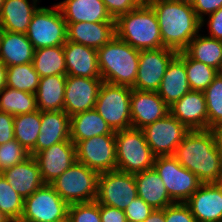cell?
I'll return each instance as SVG.
<instances>
[{
  "label": "cell",
  "mask_w": 222,
  "mask_h": 222,
  "mask_svg": "<svg viewBox=\"0 0 222 222\" xmlns=\"http://www.w3.org/2000/svg\"><path fill=\"white\" fill-rule=\"evenodd\" d=\"M132 88L103 82L95 103V110L103 117L113 131L132 127L131 98Z\"/></svg>",
  "instance_id": "7"
},
{
  "label": "cell",
  "mask_w": 222,
  "mask_h": 222,
  "mask_svg": "<svg viewBox=\"0 0 222 222\" xmlns=\"http://www.w3.org/2000/svg\"><path fill=\"white\" fill-rule=\"evenodd\" d=\"M140 51L116 36L97 49L103 82L132 87L135 83Z\"/></svg>",
  "instance_id": "4"
},
{
  "label": "cell",
  "mask_w": 222,
  "mask_h": 222,
  "mask_svg": "<svg viewBox=\"0 0 222 222\" xmlns=\"http://www.w3.org/2000/svg\"><path fill=\"white\" fill-rule=\"evenodd\" d=\"M104 134H115V131L95 109L70 117V140L75 144L80 140Z\"/></svg>",
  "instance_id": "30"
},
{
  "label": "cell",
  "mask_w": 222,
  "mask_h": 222,
  "mask_svg": "<svg viewBox=\"0 0 222 222\" xmlns=\"http://www.w3.org/2000/svg\"><path fill=\"white\" fill-rule=\"evenodd\" d=\"M190 91L185 64L176 56L169 63L157 93L170 107Z\"/></svg>",
  "instance_id": "28"
},
{
  "label": "cell",
  "mask_w": 222,
  "mask_h": 222,
  "mask_svg": "<svg viewBox=\"0 0 222 222\" xmlns=\"http://www.w3.org/2000/svg\"><path fill=\"white\" fill-rule=\"evenodd\" d=\"M130 105L132 128L142 129L170 113L169 106L155 91L132 88Z\"/></svg>",
  "instance_id": "17"
},
{
  "label": "cell",
  "mask_w": 222,
  "mask_h": 222,
  "mask_svg": "<svg viewBox=\"0 0 222 222\" xmlns=\"http://www.w3.org/2000/svg\"><path fill=\"white\" fill-rule=\"evenodd\" d=\"M218 184H219L220 187L222 188V177H221L220 180L218 181Z\"/></svg>",
  "instance_id": "55"
},
{
  "label": "cell",
  "mask_w": 222,
  "mask_h": 222,
  "mask_svg": "<svg viewBox=\"0 0 222 222\" xmlns=\"http://www.w3.org/2000/svg\"><path fill=\"white\" fill-rule=\"evenodd\" d=\"M185 203L197 222H222V188L218 183L201 184Z\"/></svg>",
  "instance_id": "18"
},
{
  "label": "cell",
  "mask_w": 222,
  "mask_h": 222,
  "mask_svg": "<svg viewBox=\"0 0 222 222\" xmlns=\"http://www.w3.org/2000/svg\"><path fill=\"white\" fill-rule=\"evenodd\" d=\"M145 139L157 156H173L177 146L190 131L171 113L142 128Z\"/></svg>",
  "instance_id": "13"
},
{
  "label": "cell",
  "mask_w": 222,
  "mask_h": 222,
  "mask_svg": "<svg viewBox=\"0 0 222 222\" xmlns=\"http://www.w3.org/2000/svg\"><path fill=\"white\" fill-rule=\"evenodd\" d=\"M70 140V116L64 111L41 112L40 133L31 156L52 145Z\"/></svg>",
  "instance_id": "20"
},
{
  "label": "cell",
  "mask_w": 222,
  "mask_h": 222,
  "mask_svg": "<svg viewBox=\"0 0 222 222\" xmlns=\"http://www.w3.org/2000/svg\"><path fill=\"white\" fill-rule=\"evenodd\" d=\"M169 109L170 113L189 130L208 129V112L204 92L191 90Z\"/></svg>",
  "instance_id": "19"
},
{
  "label": "cell",
  "mask_w": 222,
  "mask_h": 222,
  "mask_svg": "<svg viewBox=\"0 0 222 222\" xmlns=\"http://www.w3.org/2000/svg\"><path fill=\"white\" fill-rule=\"evenodd\" d=\"M208 17L209 37L222 40V7Z\"/></svg>",
  "instance_id": "47"
},
{
  "label": "cell",
  "mask_w": 222,
  "mask_h": 222,
  "mask_svg": "<svg viewBox=\"0 0 222 222\" xmlns=\"http://www.w3.org/2000/svg\"><path fill=\"white\" fill-rule=\"evenodd\" d=\"M3 1L4 0H0V11H1V8H2V5H3Z\"/></svg>",
  "instance_id": "56"
},
{
  "label": "cell",
  "mask_w": 222,
  "mask_h": 222,
  "mask_svg": "<svg viewBox=\"0 0 222 222\" xmlns=\"http://www.w3.org/2000/svg\"><path fill=\"white\" fill-rule=\"evenodd\" d=\"M30 157V152L15 139L1 144L0 173L7 168L26 161Z\"/></svg>",
  "instance_id": "39"
},
{
  "label": "cell",
  "mask_w": 222,
  "mask_h": 222,
  "mask_svg": "<svg viewBox=\"0 0 222 222\" xmlns=\"http://www.w3.org/2000/svg\"><path fill=\"white\" fill-rule=\"evenodd\" d=\"M177 54L175 50L166 47L141 50L137 77L131 88L157 92L169 63Z\"/></svg>",
  "instance_id": "14"
},
{
  "label": "cell",
  "mask_w": 222,
  "mask_h": 222,
  "mask_svg": "<svg viewBox=\"0 0 222 222\" xmlns=\"http://www.w3.org/2000/svg\"><path fill=\"white\" fill-rule=\"evenodd\" d=\"M26 35L34 49L63 46L67 41V23L58 5L39 7Z\"/></svg>",
  "instance_id": "8"
},
{
  "label": "cell",
  "mask_w": 222,
  "mask_h": 222,
  "mask_svg": "<svg viewBox=\"0 0 222 222\" xmlns=\"http://www.w3.org/2000/svg\"><path fill=\"white\" fill-rule=\"evenodd\" d=\"M14 139V116L0 112V145Z\"/></svg>",
  "instance_id": "45"
},
{
  "label": "cell",
  "mask_w": 222,
  "mask_h": 222,
  "mask_svg": "<svg viewBox=\"0 0 222 222\" xmlns=\"http://www.w3.org/2000/svg\"><path fill=\"white\" fill-rule=\"evenodd\" d=\"M192 6L196 16L201 20V27H203L207 22L204 15H210L220 9L222 0H193Z\"/></svg>",
  "instance_id": "44"
},
{
  "label": "cell",
  "mask_w": 222,
  "mask_h": 222,
  "mask_svg": "<svg viewBox=\"0 0 222 222\" xmlns=\"http://www.w3.org/2000/svg\"><path fill=\"white\" fill-rule=\"evenodd\" d=\"M153 208L140 197H136L124 209L127 222H144L153 212Z\"/></svg>",
  "instance_id": "41"
},
{
  "label": "cell",
  "mask_w": 222,
  "mask_h": 222,
  "mask_svg": "<svg viewBox=\"0 0 222 222\" xmlns=\"http://www.w3.org/2000/svg\"><path fill=\"white\" fill-rule=\"evenodd\" d=\"M116 36L115 22L67 23V40L98 49Z\"/></svg>",
  "instance_id": "22"
},
{
  "label": "cell",
  "mask_w": 222,
  "mask_h": 222,
  "mask_svg": "<svg viewBox=\"0 0 222 222\" xmlns=\"http://www.w3.org/2000/svg\"><path fill=\"white\" fill-rule=\"evenodd\" d=\"M101 222H127L124 210L99 204Z\"/></svg>",
  "instance_id": "46"
},
{
  "label": "cell",
  "mask_w": 222,
  "mask_h": 222,
  "mask_svg": "<svg viewBox=\"0 0 222 222\" xmlns=\"http://www.w3.org/2000/svg\"><path fill=\"white\" fill-rule=\"evenodd\" d=\"M56 4L66 23L115 22L102 0H63Z\"/></svg>",
  "instance_id": "23"
},
{
  "label": "cell",
  "mask_w": 222,
  "mask_h": 222,
  "mask_svg": "<svg viewBox=\"0 0 222 222\" xmlns=\"http://www.w3.org/2000/svg\"><path fill=\"white\" fill-rule=\"evenodd\" d=\"M137 196L134 174L118 170L99 173L96 197L99 204L124 210Z\"/></svg>",
  "instance_id": "11"
},
{
  "label": "cell",
  "mask_w": 222,
  "mask_h": 222,
  "mask_svg": "<svg viewBox=\"0 0 222 222\" xmlns=\"http://www.w3.org/2000/svg\"><path fill=\"white\" fill-rule=\"evenodd\" d=\"M34 47L24 33L2 30L0 34V60L7 66L32 63Z\"/></svg>",
  "instance_id": "26"
},
{
  "label": "cell",
  "mask_w": 222,
  "mask_h": 222,
  "mask_svg": "<svg viewBox=\"0 0 222 222\" xmlns=\"http://www.w3.org/2000/svg\"><path fill=\"white\" fill-rule=\"evenodd\" d=\"M208 112V129L222 124V73L204 91Z\"/></svg>",
  "instance_id": "37"
},
{
  "label": "cell",
  "mask_w": 222,
  "mask_h": 222,
  "mask_svg": "<svg viewBox=\"0 0 222 222\" xmlns=\"http://www.w3.org/2000/svg\"><path fill=\"white\" fill-rule=\"evenodd\" d=\"M41 111L14 116V138L29 152L35 147L40 133Z\"/></svg>",
  "instance_id": "34"
},
{
  "label": "cell",
  "mask_w": 222,
  "mask_h": 222,
  "mask_svg": "<svg viewBox=\"0 0 222 222\" xmlns=\"http://www.w3.org/2000/svg\"><path fill=\"white\" fill-rule=\"evenodd\" d=\"M40 76L32 63L7 67L6 86L12 89L36 93Z\"/></svg>",
  "instance_id": "36"
},
{
  "label": "cell",
  "mask_w": 222,
  "mask_h": 222,
  "mask_svg": "<svg viewBox=\"0 0 222 222\" xmlns=\"http://www.w3.org/2000/svg\"><path fill=\"white\" fill-rule=\"evenodd\" d=\"M173 156L202 184L218 183L222 177V158L211 129L190 130Z\"/></svg>",
  "instance_id": "1"
},
{
  "label": "cell",
  "mask_w": 222,
  "mask_h": 222,
  "mask_svg": "<svg viewBox=\"0 0 222 222\" xmlns=\"http://www.w3.org/2000/svg\"><path fill=\"white\" fill-rule=\"evenodd\" d=\"M102 78L67 76L64 112L70 117L95 108Z\"/></svg>",
  "instance_id": "15"
},
{
  "label": "cell",
  "mask_w": 222,
  "mask_h": 222,
  "mask_svg": "<svg viewBox=\"0 0 222 222\" xmlns=\"http://www.w3.org/2000/svg\"><path fill=\"white\" fill-rule=\"evenodd\" d=\"M99 173L75 162L51 185L68 204L96 201Z\"/></svg>",
  "instance_id": "6"
},
{
  "label": "cell",
  "mask_w": 222,
  "mask_h": 222,
  "mask_svg": "<svg viewBox=\"0 0 222 222\" xmlns=\"http://www.w3.org/2000/svg\"><path fill=\"white\" fill-rule=\"evenodd\" d=\"M77 162L98 173L116 170L115 134L80 140L75 144Z\"/></svg>",
  "instance_id": "12"
},
{
  "label": "cell",
  "mask_w": 222,
  "mask_h": 222,
  "mask_svg": "<svg viewBox=\"0 0 222 222\" xmlns=\"http://www.w3.org/2000/svg\"><path fill=\"white\" fill-rule=\"evenodd\" d=\"M214 135L215 144L222 158V124L211 129Z\"/></svg>",
  "instance_id": "48"
},
{
  "label": "cell",
  "mask_w": 222,
  "mask_h": 222,
  "mask_svg": "<svg viewBox=\"0 0 222 222\" xmlns=\"http://www.w3.org/2000/svg\"><path fill=\"white\" fill-rule=\"evenodd\" d=\"M67 75L41 77L36 95L39 111H64V95Z\"/></svg>",
  "instance_id": "29"
},
{
  "label": "cell",
  "mask_w": 222,
  "mask_h": 222,
  "mask_svg": "<svg viewBox=\"0 0 222 222\" xmlns=\"http://www.w3.org/2000/svg\"><path fill=\"white\" fill-rule=\"evenodd\" d=\"M32 64L40 78L52 75H66L63 46L35 49Z\"/></svg>",
  "instance_id": "32"
},
{
  "label": "cell",
  "mask_w": 222,
  "mask_h": 222,
  "mask_svg": "<svg viewBox=\"0 0 222 222\" xmlns=\"http://www.w3.org/2000/svg\"><path fill=\"white\" fill-rule=\"evenodd\" d=\"M154 168L174 202L185 203L202 184L198 177L184 168L174 156H157Z\"/></svg>",
  "instance_id": "9"
},
{
  "label": "cell",
  "mask_w": 222,
  "mask_h": 222,
  "mask_svg": "<svg viewBox=\"0 0 222 222\" xmlns=\"http://www.w3.org/2000/svg\"><path fill=\"white\" fill-rule=\"evenodd\" d=\"M63 50L67 76L101 78L96 49L67 40Z\"/></svg>",
  "instance_id": "21"
},
{
  "label": "cell",
  "mask_w": 222,
  "mask_h": 222,
  "mask_svg": "<svg viewBox=\"0 0 222 222\" xmlns=\"http://www.w3.org/2000/svg\"><path fill=\"white\" fill-rule=\"evenodd\" d=\"M24 199L0 173V210L12 221L19 222L23 214Z\"/></svg>",
  "instance_id": "38"
},
{
  "label": "cell",
  "mask_w": 222,
  "mask_h": 222,
  "mask_svg": "<svg viewBox=\"0 0 222 222\" xmlns=\"http://www.w3.org/2000/svg\"><path fill=\"white\" fill-rule=\"evenodd\" d=\"M1 174L23 199L32 195L45 184L38 163L33 156L22 163L5 169Z\"/></svg>",
  "instance_id": "24"
},
{
  "label": "cell",
  "mask_w": 222,
  "mask_h": 222,
  "mask_svg": "<svg viewBox=\"0 0 222 222\" xmlns=\"http://www.w3.org/2000/svg\"><path fill=\"white\" fill-rule=\"evenodd\" d=\"M144 222H165L164 209H154Z\"/></svg>",
  "instance_id": "49"
},
{
  "label": "cell",
  "mask_w": 222,
  "mask_h": 222,
  "mask_svg": "<svg viewBox=\"0 0 222 222\" xmlns=\"http://www.w3.org/2000/svg\"><path fill=\"white\" fill-rule=\"evenodd\" d=\"M52 222H71L70 219H69V216L63 218V219H60V220H56V221H52Z\"/></svg>",
  "instance_id": "52"
},
{
  "label": "cell",
  "mask_w": 222,
  "mask_h": 222,
  "mask_svg": "<svg viewBox=\"0 0 222 222\" xmlns=\"http://www.w3.org/2000/svg\"><path fill=\"white\" fill-rule=\"evenodd\" d=\"M175 1H180V2H184V3H190L192 4L193 0H175Z\"/></svg>",
  "instance_id": "54"
},
{
  "label": "cell",
  "mask_w": 222,
  "mask_h": 222,
  "mask_svg": "<svg viewBox=\"0 0 222 222\" xmlns=\"http://www.w3.org/2000/svg\"><path fill=\"white\" fill-rule=\"evenodd\" d=\"M177 57L185 64L188 83L192 91L204 92L219 73L216 69L193 60L185 51L178 52Z\"/></svg>",
  "instance_id": "35"
},
{
  "label": "cell",
  "mask_w": 222,
  "mask_h": 222,
  "mask_svg": "<svg viewBox=\"0 0 222 222\" xmlns=\"http://www.w3.org/2000/svg\"><path fill=\"white\" fill-rule=\"evenodd\" d=\"M0 222H12V221L0 210Z\"/></svg>",
  "instance_id": "51"
},
{
  "label": "cell",
  "mask_w": 222,
  "mask_h": 222,
  "mask_svg": "<svg viewBox=\"0 0 222 222\" xmlns=\"http://www.w3.org/2000/svg\"><path fill=\"white\" fill-rule=\"evenodd\" d=\"M113 19L136 9L140 3L137 0H102Z\"/></svg>",
  "instance_id": "43"
},
{
  "label": "cell",
  "mask_w": 222,
  "mask_h": 222,
  "mask_svg": "<svg viewBox=\"0 0 222 222\" xmlns=\"http://www.w3.org/2000/svg\"><path fill=\"white\" fill-rule=\"evenodd\" d=\"M38 110L36 95L5 86L0 91V112L13 116Z\"/></svg>",
  "instance_id": "33"
},
{
  "label": "cell",
  "mask_w": 222,
  "mask_h": 222,
  "mask_svg": "<svg viewBox=\"0 0 222 222\" xmlns=\"http://www.w3.org/2000/svg\"><path fill=\"white\" fill-rule=\"evenodd\" d=\"M39 0H4L0 11L2 30L24 33L28 31L34 13L39 8Z\"/></svg>",
  "instance_id": "25"
},
{
  "label": "cell",
  "mask_w": 222,
  "mask_h": 222,
  "mask_svg": "<svg viewBox=\"0 0 222 222\" xmlns=\"http://www.w3.org/2000/svg\"><path fill=\"white\" fill-rule=\"evenodd\" d=\"M116 170L137 174L154 167L156 156L150 149L142 129L115 131Z\"/></svg>",
  "instance_id": "5"
},
{
  "label": "cell",
  "mask_w": 222,
  "mask_h": 222,
  "mask_svg": "<svg viewBox=\"0 0 222 222\" xmlns=\"http://www.w3.org/2000/svg\"><path fill=\"white\" fill-rule=\"evenodd\" d=\"M149 5L156 13L162 44L176 52L184 51L201 30V20L192 4L175 0H154Z\"/></svg>",
  "instance_id": "2"
},
{
  "label": "cell",
  "mask_w": 222,
  "mask_h": 222,
  "mask_svg": "<svg viewBox=\"0 0 222 222\" xmlns=\"http://www.w3.org/2000/svg\"><path fill=\"white\" fill-rule=\"evenodd\" d=\"M68 216L71 222H101L99 203L91 201L71 204Z\"/></svg>",
  "instance_id": "40"
},
{
  "label": "cell",
  "mask_w": 222,
  "mask_h": 222,
  "mask_svg": "<svg viewBox=\"0 0 222 222\" xmlns=\"http://www.w3.org/2000/svg\"><path fill=\"white\" fill-rule=\"evenodd\" d=\"M140 4H149L154 0H137Z\"/></svg>",
  "instance_id": "53"
},
{
  "label": "cell",
  "mask_w": 222,
  "mask_h": 222,
  "mask_svg": "<svg viewBox=\"0 0 222 222\" xmlns=\"http://www.w3.org/2000/svg\"><path fill=\"white\" fill-rule=\"evenodd\" d=\"M193 60L204 63L218 72L222 70V40L199 33L184 50Z\"/></svg>",
  "instance_id": "31"
},
{
  "label": "cell",
  "mask_w": 222,
  "mask_h": 222,
  "mask_svg": "<svg viewBox=\"0 0 222 222\" xmlns=\"http://www.w3.org/2000/svg\"><path fill=\"white\" fill-rule=\"evenodd\" d=\"M7 66L0 60V91L6 86Z\"/></svg>",
  "instance_id": "50"
},
{
  "label": "cell",
  "mask_w": 222,
  "mask_h": 222,
  "mask_svg": "<svg viewBox=\"0 0 222 222\" xmlns=\"http://www.w3.org/2000/svg\"><path fill=\"white\" fill-rule=\"evenodd\" d=\"M69 205L51 184H44L24 199L19 222H52L68 216Z\"/></svg>",
  "instance_id": "10"
},
{
  "label": "cell",
  "mask_w": 222,
  "mask_h": 222,
  "mask_svg": "<svg viewBox=\"0 0 222 222\" xmlns=\"http://www.w3.org/2000/svg\"><path fill=\"white\" fill-rule=\"evenodd\" d=\"M134 175L138 197L153 209H164L175 203L170 198L165 184L154 167Z\"/></svg>",
  "instance_id": "27"
},
{
  "label": "cell",
  "mask_w": 222,
  "mask_h": 222,
  "mask_svg": "<svg viewBox=\"0 0 222 222\" xmlns=\"http://www.w3.org/2000/svg\"><path fill=\"white\" fill-rule=\"evenodd\" d=\"M33 157L38 163L43 181L51 184L77 161L75 143L72 140L60 142Z\"/></svg>",
  "instance_id": "16"
},
{
  "label": "cell",
  "mask_w": 222,
  "mask_h": 222,
  "mask_svg": "<svg viewBox=\"0 0 222 222\" xmlns=\"http://www.w3.org/2000/svg\"><path fill=\"white\" fill-rule=\"evenodd\" d=\"M115 31L117 38L139 51L164 47L156 13L149 4L118 16Z\"/></svg>",
  "instance_id": "3"
},
{
  "label": "cell",
  "mask_w": 222,
  "mask_h": 222,
  "mask_svg": "<svg viewBox=\"0 0 222 222\" xmlns=\"http://www.w3.org/2000/svg\"><path fill=\"white\" fill-rule=\"evenodd\" d=\"M165 222H197L186 203L175 202L164 208Z\"/></svg>",
  "instance_id": "42"
}]
</instances>
